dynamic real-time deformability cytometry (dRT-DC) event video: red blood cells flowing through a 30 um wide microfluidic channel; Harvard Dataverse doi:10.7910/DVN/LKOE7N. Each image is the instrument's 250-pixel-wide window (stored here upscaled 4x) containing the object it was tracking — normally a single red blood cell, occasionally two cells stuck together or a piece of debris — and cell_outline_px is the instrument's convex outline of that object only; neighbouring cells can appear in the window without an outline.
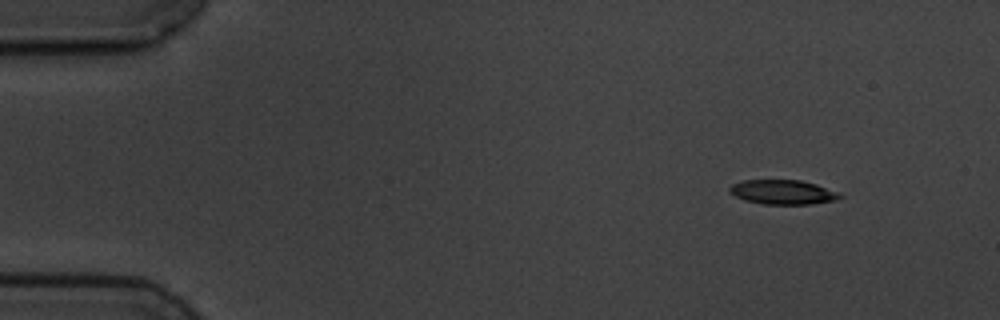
{"species": "common noctule bat (a hibernating species)", "species_latin": "Nyctalus noctula", "temperature_condition": "cold", "stored_images_in_passage": 4, "camera_frame_rate_fps": 3000, "um_per_image_px": 0.085, "animal": {"sex": "male", "body_mass_g": 19.5, "forearm_length_mm": 54.6}, "frame": {"image": 1, "passage_image": 1, "time_ms": 0.0, "image_size_px": [1000, 320], "cell_outline_px": [[844, 196], [836, 200], [812, 204], [764, 204], [744, 200], [728, 192], [728, 188], [732, 184], [740, 180], [800, 180], [816, 184], [836, 192]], "centroid_in_image_um": [66.5, 16.33], "position_along_channel_um": 18.5, "area_um2": 15.72}}
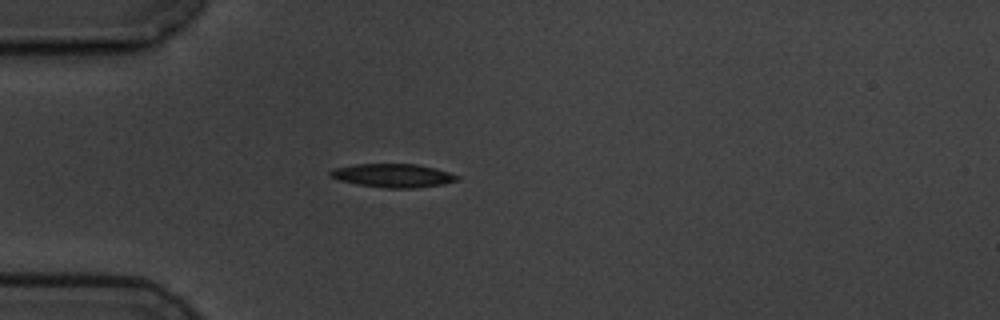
{"frame": {"image": 2, "passage_image": 4, "time_ms": 3.333, "image_size_px": [1000, 320], "cell_outline_px": [[460, 180], [444, 184], [412, 188], [384, 188], [360, 184], [340, 180], [332, 176], [328, 172], [332, 168], [352, 164], [416, 164], [436, 168], [460, 176]], "centroid_in_image_um": [33.43, 14.91], "position_along_channel_um": 51.6, "area_um2": 17.4}}